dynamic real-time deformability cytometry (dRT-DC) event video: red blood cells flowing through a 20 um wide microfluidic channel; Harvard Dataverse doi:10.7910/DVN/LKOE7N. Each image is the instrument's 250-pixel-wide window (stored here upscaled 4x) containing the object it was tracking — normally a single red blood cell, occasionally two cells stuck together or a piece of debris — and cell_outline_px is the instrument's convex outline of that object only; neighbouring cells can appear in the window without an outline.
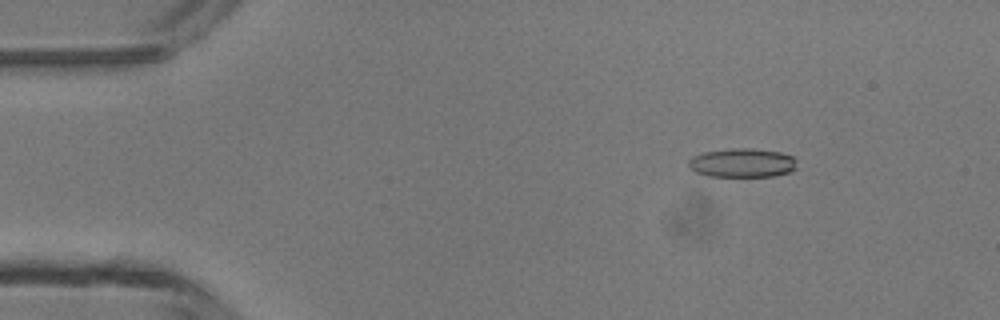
{"species": "common noctule bat (a hibernating species)", "species_latin": "Nyctalus noctula", "temperature_condition": "room temperature", "stored_images_in_passage": 3, "camera_frame_rate_fps": 3000, "um_per_image_px": 0.085, "animal": {"sex": "male", "body_mass_g": 13.3}, "frame": {"image": 1, "passage_image": 1, "time_ms": 0.0, "image_size_px": [1000, 320], "cell_outline_px": [[796, 168], [788, 172], [776, 176], [708, 176], [696, 172], [688, 164], [688, 160], [692, 156], [704, 152], [732, 148], [752, 148], [780, 152], [792, 156], [796, 160]], "centroid_in_image_um": [63.1, 13.84], "position_along_channel_um": 21.9, "area_um2": 18.26}}